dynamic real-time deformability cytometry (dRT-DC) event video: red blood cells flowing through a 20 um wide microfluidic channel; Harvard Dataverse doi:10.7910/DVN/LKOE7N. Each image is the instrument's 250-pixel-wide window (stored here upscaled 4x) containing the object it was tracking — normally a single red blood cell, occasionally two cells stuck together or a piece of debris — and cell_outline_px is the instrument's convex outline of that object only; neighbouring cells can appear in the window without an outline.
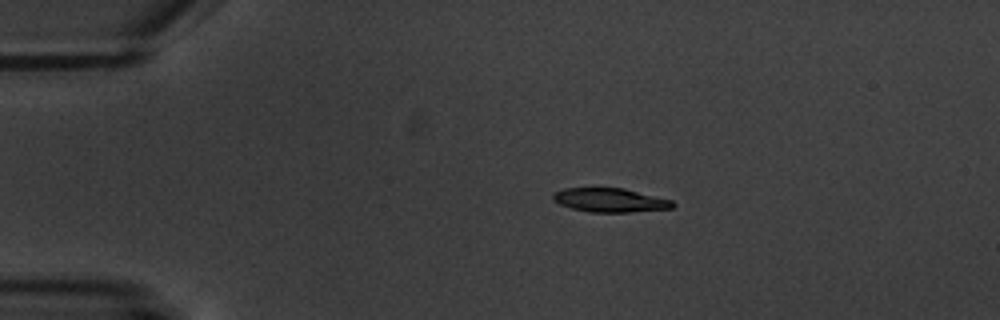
{"species": "common noctule bat (a hibernating species)", "species_latin": "Nyctalus noctula", "temperature_condition": "warm", "stored_images_in_passage": 7, "camera_frame_rate_fps": 3000, "um_per_image_px": 0.085, "animal": {"sex": "male", "body_mass_g": 20.1, "forearm_length_mm": 53.5}, "frame": {"image": 1, "passage_image": 4, "time_ms": 3.333, "image_size_px": [1000, 320], "cell_outline_px": [[676, 204], [672, 208], [628, 212], [588, 212], [572, 208], [560, 204], [552, 200], [552, 192], [564, 188], [624, 188], [672, 200]], "centroid_in_image_um": [51.82, 17.01], "position_along_channel_um": 33.2, "area_um2": 16.7}}
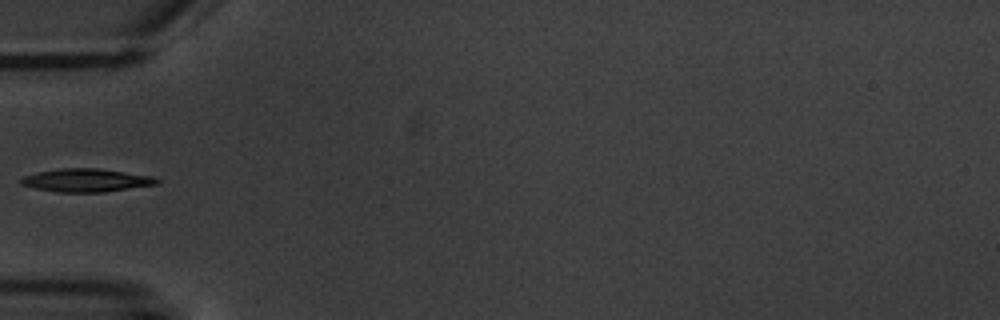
{"frame": {"image": 2, "passage_image": 6, "time_ms": 6.0, "image_size_px": [1000, 320], "cell_outline_px": [[160, 184], [104, 192], [56, 192], [36, 188], [20, 184], [20, 180], [24, 176], [36, 172], [60, 168], [100, 168], [156, 176], [160, 180]], "centroid_in_image_um": [7.4, 15.31], "position_along_channel_um": 77.6, "area_um2": 18.61}}